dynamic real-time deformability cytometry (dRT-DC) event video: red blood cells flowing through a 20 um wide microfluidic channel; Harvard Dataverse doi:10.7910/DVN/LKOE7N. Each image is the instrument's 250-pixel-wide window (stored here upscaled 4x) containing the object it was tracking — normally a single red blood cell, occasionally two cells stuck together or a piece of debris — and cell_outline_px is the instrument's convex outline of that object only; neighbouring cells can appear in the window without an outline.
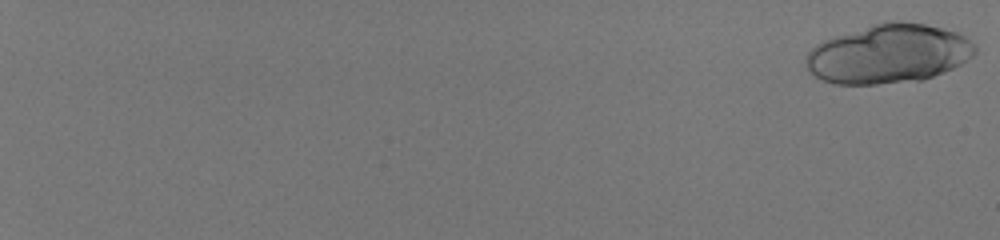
{"species": "human", "species_latin": "Homo sapiens", "temperature_condition": "room temperature", "stored_images_in_passage": 33, "camera_frame_rate_fps": 3000, "um_per_image_px": 0.085, "donor": {"sex": "male"}, "frame": {"image": 1, "passage_image": 1, "time_ms": 0.0, "image_size_px": [1000, 240], "cell_outline_px": [[976, 52], [972, 56], [960, 64], [944, 72], [924, 80], [876, 84], [832, 84], [816, 76], [804, 64], [804, 60], [808, 52], [816, 44], [824, 40], [872, 24], [888, 20], [900, 20], [924, 24], [956, 32], [964, 36], [976, 44]], "centroid_in_image_um": [75.53, 4.57], "position_along_channel_um": 9.5, "area_um2": 58.15}}
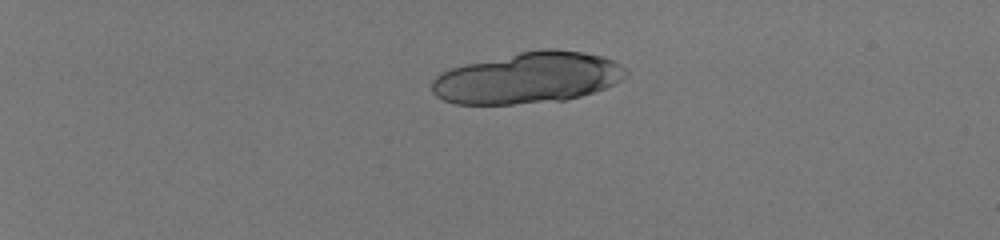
{"frame": {"image": 2, "passage_image": 17, "time_ms": 5.333, "image_size_px": [1000, 240], "cell_outline_px": [[628, 76], [604, 88], [580, 96], [564, 100], [512, 104], [456, 104], [444, 100], [436, 96], [432, 92], [432, 80], [440, 72], [452, 68], [468, 64], [520, 52], [540, 48], [552, 48], [584, 52], [600, 56], [612, 60], [628, 68]], "centroid_in_image_um": [44.88, 6.62], "position_along_channel_um": 40.1, "area_um2": 57.63}}